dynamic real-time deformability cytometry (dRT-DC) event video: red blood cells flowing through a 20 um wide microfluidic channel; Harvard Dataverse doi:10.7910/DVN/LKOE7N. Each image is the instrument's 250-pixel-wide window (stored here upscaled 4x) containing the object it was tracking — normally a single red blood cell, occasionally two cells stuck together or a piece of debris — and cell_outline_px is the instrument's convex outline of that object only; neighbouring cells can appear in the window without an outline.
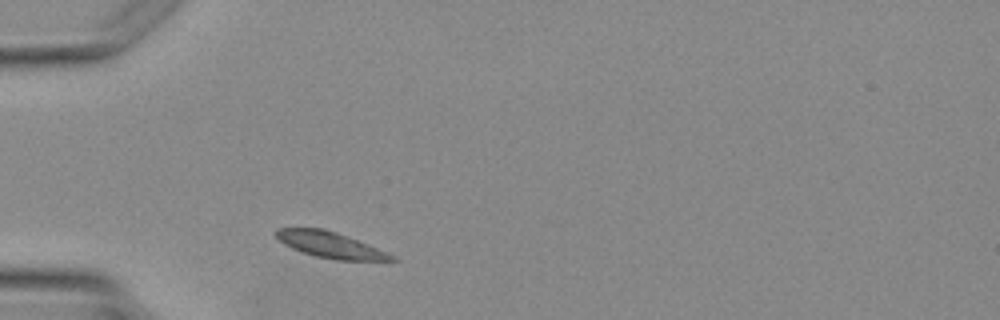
{"species": "Egyptian fruit bat (a non-hibernating species)", "species_latin": "Rousettus aegyptiacus", "temperature_condition": "warm", "stored_images_in_passage": 1, "camera_frame_rate_fps": 3000, "um_per_image_px": 0.085, "animal": {"sex": "female"}, "frame": {"image": 1, "passage_image": 1, "time_ms": 0.0, "image_size_px": [1000, 320], "cell_outline_px": [[400, 260], [336, 260], [316, 256], [292, 248], [284, 244], [272, 232], [276, 228], [324, 228], [348, 236], [388, 252], [396, 256]], "centroid_in_image_um": [28.08, 20.8], "position_along_channel_um": 56.9, "area_um2": 17.46}}